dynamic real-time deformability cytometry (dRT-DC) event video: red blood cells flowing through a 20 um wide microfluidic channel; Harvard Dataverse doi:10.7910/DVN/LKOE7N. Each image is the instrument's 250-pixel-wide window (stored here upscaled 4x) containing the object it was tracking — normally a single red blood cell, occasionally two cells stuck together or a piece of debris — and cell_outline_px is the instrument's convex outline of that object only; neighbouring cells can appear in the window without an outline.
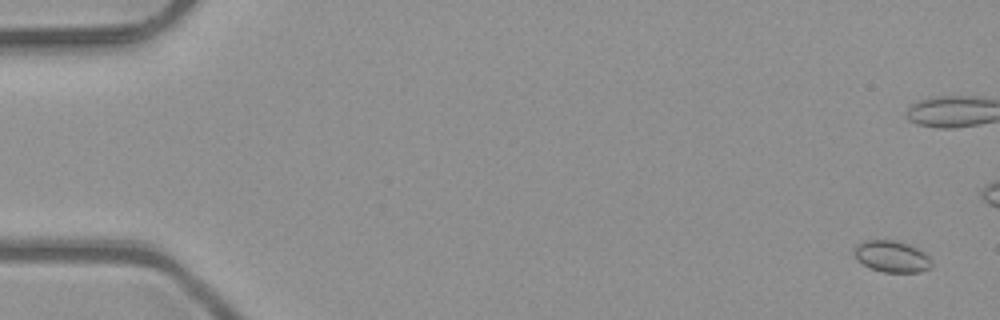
{"species": "common noctule bat (a hibernating species)", "species_latin": "Nyctalus noctula", "temperature_condition": "room temperature", "stored_images_in_passage": 4, "camera_frame_rate_fps": 3000, "um_per_image_px": 0.085, "animal": {"sex": "male", "body_mass_g": 23.1, "forearm_length_mm": 52.7}, "frame": {"image": 1, "passage_image": 1, "time_ms": 0.0, "image_size_px": [1000, 320], "cell_outline_px": [[932, 268], [920, 272], [884, 272], [872, 268], [864, 264], [856, 256], [856, 244], [860, 240], [896, 240], [908, 244], [924, 252], [932, 260]], "centroid_in_image_um": [75.85, 21.79], "position_along_channel_um": 9.1, "area_um2": 14.1}}